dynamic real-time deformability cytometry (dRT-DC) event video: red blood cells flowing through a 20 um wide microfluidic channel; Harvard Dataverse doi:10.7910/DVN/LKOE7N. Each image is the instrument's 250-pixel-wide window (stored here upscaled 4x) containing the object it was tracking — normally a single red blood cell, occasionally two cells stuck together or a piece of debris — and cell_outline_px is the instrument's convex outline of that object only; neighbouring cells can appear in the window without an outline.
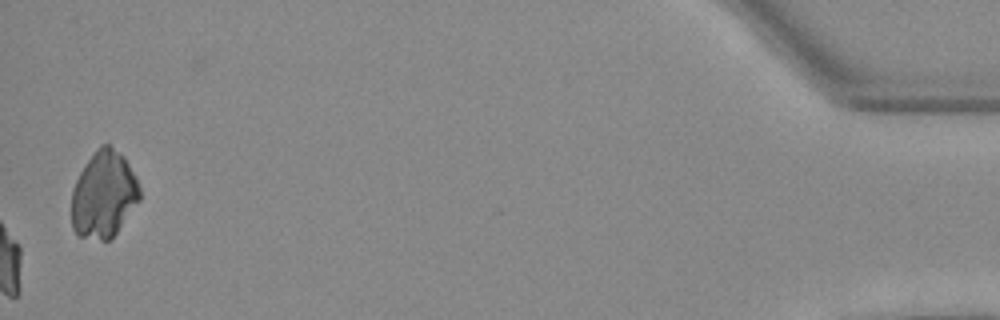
{"species": "Egyptian fruit bat (a non-hibernating species)", "species_latin": "Rousettus aegyptiacus", "temperature_condition": "warm", "stored_images_in_passage": 54, "segment_of_instrument_passage": [2, 2], "camera_frame_rate_fps": 3000, "um_per_image_px": 0.085, "animal": {"sex": "female"}, "frame": {"image": 1, "passage_image": 54, "time_ms": 17.667, "image_size_px": [1000, 320], "cell_outline_px": [[140, 200], [116, 232], [108, 240], [100, 240], [76, 236], [72, 228], [72, 188], [80, 172], [96, 148], [100, 144], [108, 144], [120, 152], [124, 156], [136, 176], [140, 188]], "centroid_in_image_um": [8.81, 16.53], "position_along_channel_um": 426.4, "area_um2": 34.56}}